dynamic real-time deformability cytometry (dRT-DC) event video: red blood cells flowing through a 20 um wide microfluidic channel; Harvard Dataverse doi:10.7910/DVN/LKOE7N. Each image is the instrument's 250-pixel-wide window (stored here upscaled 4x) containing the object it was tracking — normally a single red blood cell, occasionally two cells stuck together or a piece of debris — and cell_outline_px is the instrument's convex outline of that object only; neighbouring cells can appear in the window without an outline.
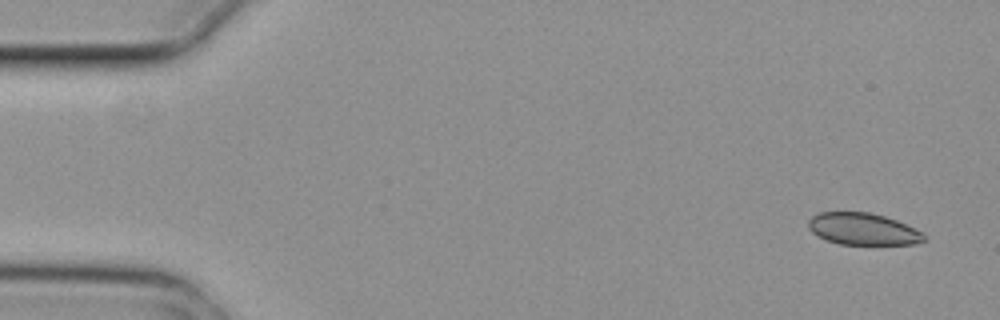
{"species": "common noctule bat (a hibernating species)", "species_latin": "Nyctalus noctula", "temperature_condition": "cold", "stored_images_in_passage": 5, "camera_frame_rate_fps": 3000, "um_per_image_px": 0.085, "animal": {"sex": "female", "body_mass_g": 29.2, "forearm_length_mm": 56.3}, "frame": {"image": 1, "passage_image": 1, "time_ms": 0.0, "image_size_px": [1000, 320], "cell_outline_px": [[928, 240], [916, 244], [840, 244], [828, 240], [812, 232], [808, 228], [808, 220], [812, 216], [820, 212], [868, 212], [884, 216], [896, 220], [924, 232]], "centroid_in_image_um": [73.4, 19.47], "position_along_channel_um": 11.6, "area_um2": 21.5}}
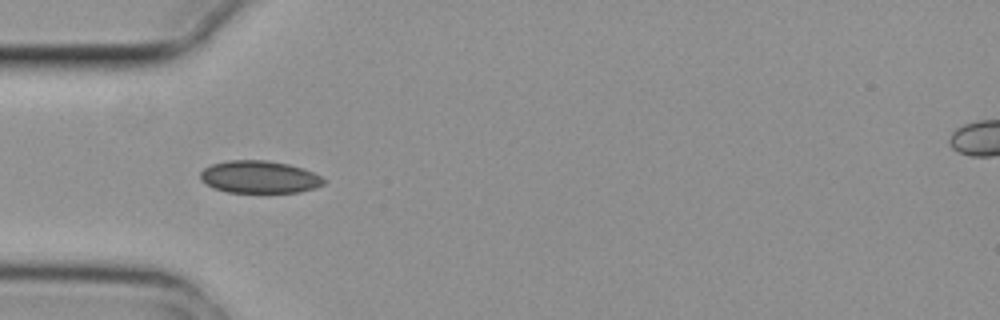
{"frame": {"image": 2, "passage_image": 5, "time_ms": 1.333, "image_size_px": [1000, 320], "cell_outline_px": [[324, 184], [316, 188], [300, 192], [228, 192], [212, 188], [200, 180], [200, 172], [204, 168], [212, 164], [228, 160], [268, 160], [288, 164], [304, 168], [320, 176], [324, 180]], "centroid_in_image_um": [22.03, 15.04], "position_along_channel_um": 63.0, "area_um2": 23.41}}